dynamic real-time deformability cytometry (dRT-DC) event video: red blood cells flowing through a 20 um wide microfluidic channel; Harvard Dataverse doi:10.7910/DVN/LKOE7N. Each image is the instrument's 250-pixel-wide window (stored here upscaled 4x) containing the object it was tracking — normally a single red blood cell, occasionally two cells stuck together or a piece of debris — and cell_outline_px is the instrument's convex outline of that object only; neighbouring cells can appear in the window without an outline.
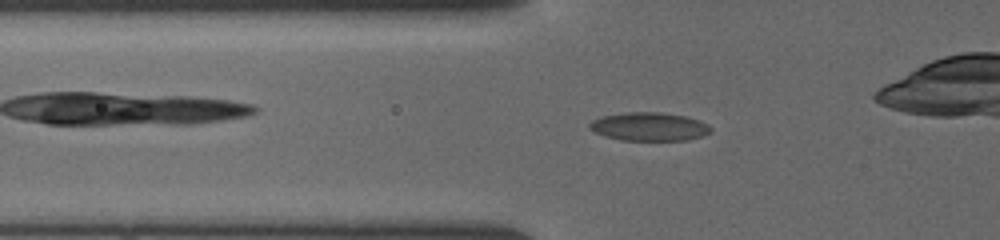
{"species": "common noctule bat (a hibernating species)", "species_latin": "Nyctalus noctula", "temperature_condition": "cold", "stored_images_in_passage": 46, "camera_frame_rate_fps": 3000, "um_per_image_px": 0.085, "animal": {"sex": "female", "body_mass_g": 19.5, "forearm_length_mm": 54.1}, "frame": {"image": 1, "passage_image": 20, "time_ms": 6.333, "image_size_px": [1000, 240], "cell_outline_px": [[712, 132], [704, 136], [688, 140], [620, 140], [604, 136], [588, 128], [588, 124], [592, 120], [604, 116], [628, 112], [660, 112], [684, 116], [700, 120], [708, 124], [712, 128]], "centroid_in_image_um": [55.22, 10.77], "position_along_channel_um": 70.6, "area_um2": 20.17}}
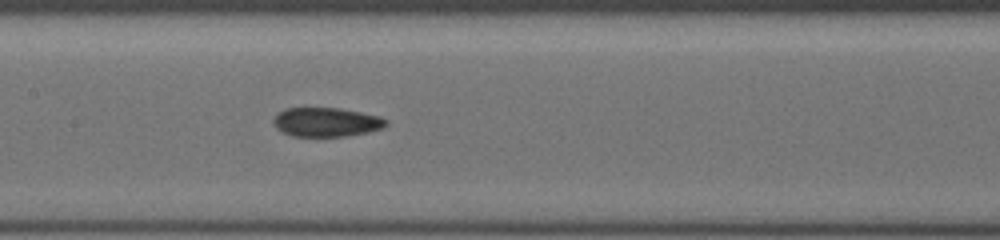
{"frame": {"image": 2, "passage_image": 28, "time_ms": 9.0, "image_size_px": [1000, 240], "cell_outline_px": [[388, 124], [380, 128], [368, 132], [344, 136], [292, 136], [276, 128], [276, 116], [280, 112], [288, 108], [336, 108], [360, 112], [380, 116], [388, 120]], "centroid_in_image_um": [27.79, 10.38], "position_along_channel_um": 179.6, "area_um2": 18.67}}
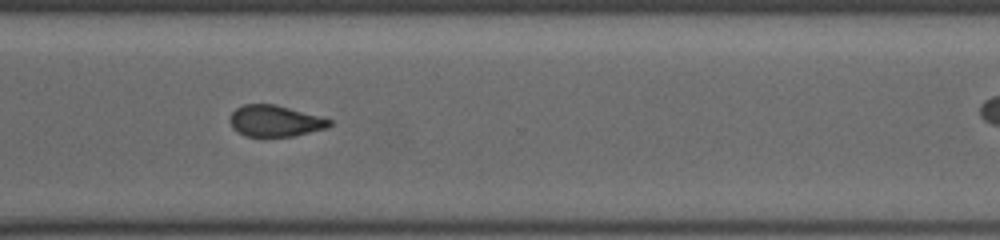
{"frame": {"image": 3, "passage_image": 40, "time_ms": 13.0, "image_size_px": [1000, 240], "cell_outline_px": [[332, 124], [328, 128], [292, 136], [244, 136], [236, 132], [232, 128], [232, 112], [236, 108], [244, 104], [276, 104], [332, 120]], "centroid_in_image_um": [23.38, 10.28], "position_along_channel_um": 347.2, "area_um2": 17.98}}